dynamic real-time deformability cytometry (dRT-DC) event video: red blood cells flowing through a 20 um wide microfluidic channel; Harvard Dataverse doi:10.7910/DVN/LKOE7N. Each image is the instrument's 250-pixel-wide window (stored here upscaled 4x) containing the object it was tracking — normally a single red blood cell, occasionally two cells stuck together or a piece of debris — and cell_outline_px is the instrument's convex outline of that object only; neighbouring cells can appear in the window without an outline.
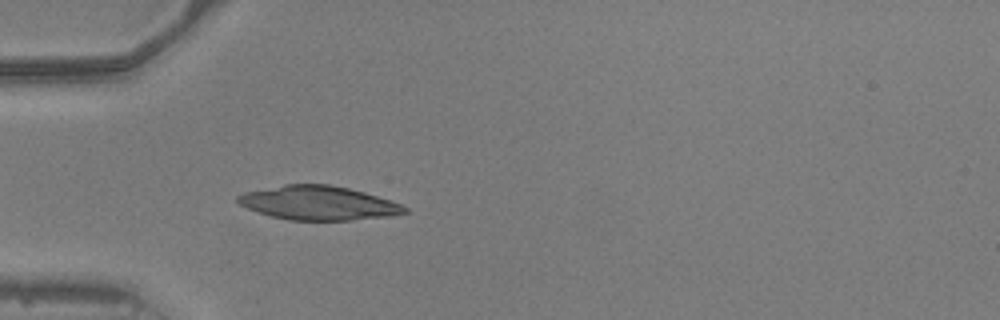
{"species": "common noctule bat (a hibernating species)", "species_latin": "Nyctalus noctula", "temperature_condition": "warm", "stored_images_in_passage": 24, "camera_frame_rate_fps": 3000, "um_per_image_px": 0.085, "animal": {"sex": "male", "body_mass_g": 20.5, "forearm_length_mm": 52.5}, "frame": {"image": 1, "passage_image": 1, "time_ms": 0.0, "image_size_px": [1000, 320], "cell_outline_px": [[408, 212], [392, 216], [352, 220], [288, 220], [272, 216], [248, 208], [240, 204], [236, 200], [236, 196], [244, 192], [284, 184], [328, 184], [348, 188], [364, 192], [400, 204], [408, 208]], "centroid_in_image_um": [27.06, 17.25], "position_along_channel_um": 57.9, "area_um2": 32.89}}
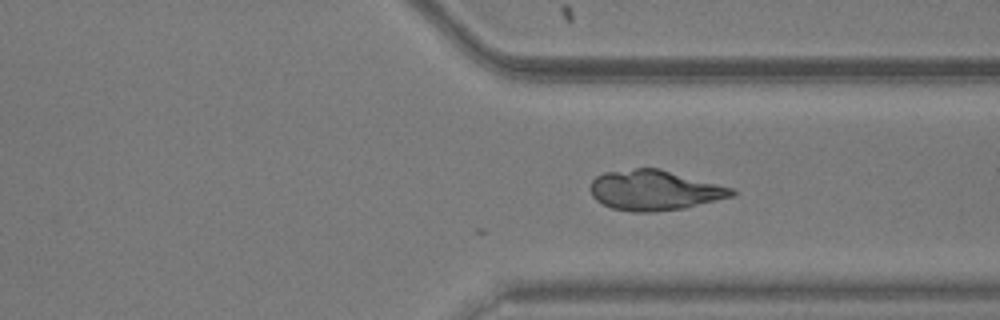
{"frame": {"image": 2, "passage_image": 24, "time_ms": 7.667, "image_size_px": [1000, 320], "cell_outline_px": [[736, 192], [732, 196], [684, 208], [652, 212], [632, 212], [612, 208], [596, 200], [592, 196], [592, 180], [596, 176], [604, 172], [636, 168], [660, 168], [732, 188]], "centroid_in_image_um": [55.61, 16.17], "position_along_channel_um": 355.8, "area_um2": 32.77}}